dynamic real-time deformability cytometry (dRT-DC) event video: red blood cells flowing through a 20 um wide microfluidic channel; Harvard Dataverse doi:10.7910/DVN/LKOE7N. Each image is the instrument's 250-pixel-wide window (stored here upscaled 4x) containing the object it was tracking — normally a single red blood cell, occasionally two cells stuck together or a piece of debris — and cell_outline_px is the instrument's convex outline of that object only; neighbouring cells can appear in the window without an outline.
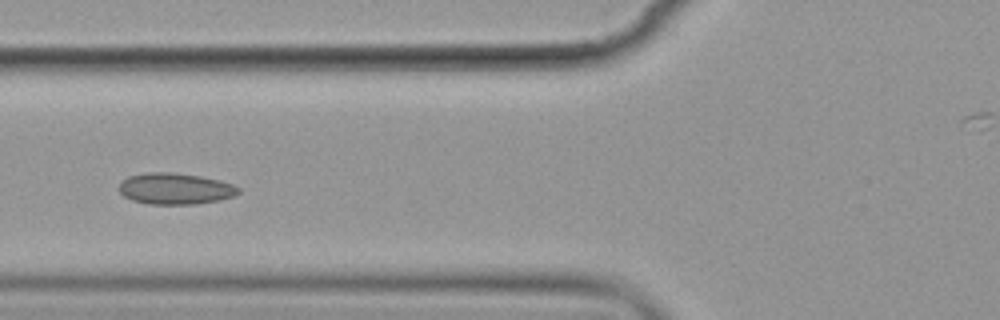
{"species": "common noctule bat (a hibernating species)", "species_latin": "Nyctalus noctula", "temperature_condition": "cold", "stored_images_in_passage": 16, "camera_frame_rate_fps": 3000, "um_per_image_px": 0.085, "animal": {"sex": "female", "body_mass_g": 19.9}, "frame": {"image": 1, "passage_image": 6, "time_ms": 6.667, "image_size_px": [1000, 320], "cell_outline_px": [[240, 192], [232, 196], [216, 200], [196, 204], [148, 204], [132, 200], [124, 196], [120, 192], [120, 184], [128, 176], [148, 172], [172, 172], [200, 176], [220, 180], [232, 184], [240, 188]], "centroid_in_image_um": [14.89, 16.03], "position_along_channel_um": 110.9, "area_um2": 21.62}}
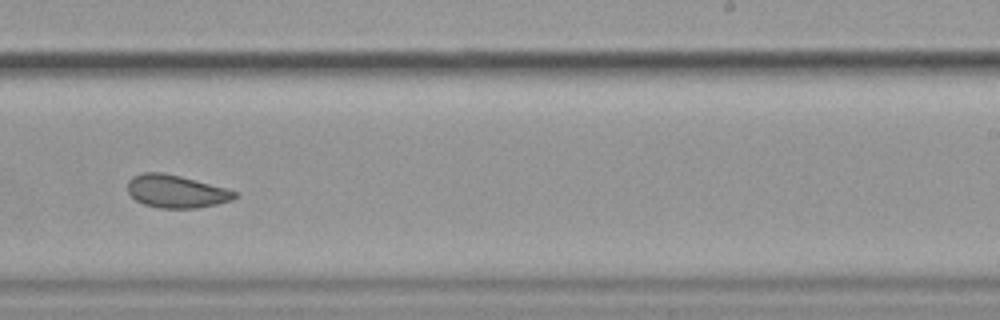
{"frame": {"image": 2, "passage_image": 10, "time_ms": 11.333, "image_size_px": [1000, 320], "cell_outline_px": [[240, 196], [232, 200], [216, 204], [196, 208], [160, 208], [144, 204], [136, 200], [128, 192], [128, 180], [132, 176], [144, 172], [160, 172], [180, 176], [224, 188], [236, 192]], "centroid_in_image_um": [14.96, 16.27], "position_along_channel_um": 274.0, "area_um2": 20.29}}
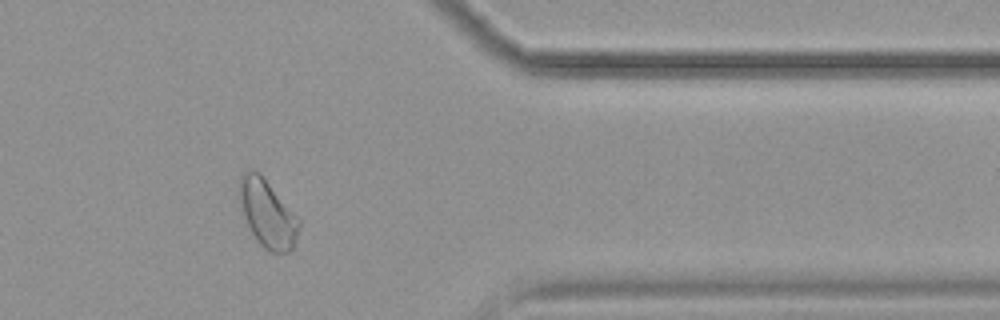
{"frame": {"image": 3, "passage_image": 13, "time_ms": 15.0, "image_size_px": [1000, 320], "cell_outline_px": [[300, 224], [292, 248], [288, 252], [272, 252], [264, 248], [260, 244], [252, 232], [248, 224], [236, 196], [240, 176], [248, 168], [252, 168], [260, 172], [300, 220]], "centroid_in_image_um": [22.68, 18.08], "position_along_channel_um": 388.7, "area_um2": 23.47}, "authors_computed_cell_mechanics": {"area_um2": 21.9351, "velocity_mm_per_s": 3.5051, "shape_relaxation_time_tau1_ms": 4.433, "shape_relaxation_time_tau2_ms": 2.0914, "deformation_change_tau1": 0.0408, "deformation_change_tau2": 0.0414}}